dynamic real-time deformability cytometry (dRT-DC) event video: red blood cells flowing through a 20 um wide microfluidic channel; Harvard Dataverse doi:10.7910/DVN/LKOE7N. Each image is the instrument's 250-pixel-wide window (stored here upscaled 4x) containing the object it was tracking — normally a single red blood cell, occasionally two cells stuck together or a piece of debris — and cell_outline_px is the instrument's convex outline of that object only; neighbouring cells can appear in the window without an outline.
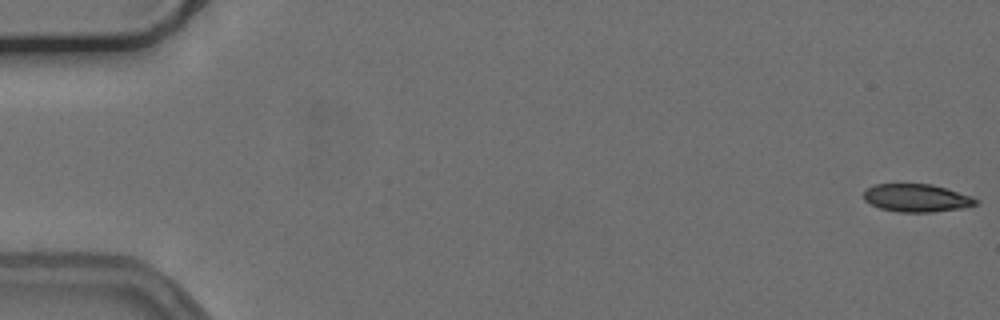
{"species": "common noctule bat (a hibernating species)", "species_latin": "Nyctalus noctula", "temperature_condition": "cold", "stored_images_in_passage": 55, "camera_frame_rate_fps": 3000, "um_per_image_px": 0.085, "animal": {"sex": "female", "body_mass_g": 24.6, "forearm_length_mm": 56.2}, "frame": {"image": 1, "passage_image": 1, "time_ms": 0.0, "image_size_px": [1000, 320], "cell_outline_px": [[980, 200], [976, 204], [964, 208], [932, 212], [900, 212], [880, 208], [864, 200], [864, 188], [876, 184], [932, 184], [972, 196]], "centroid_in_image_um": [77.92, 16.82], "position_along_channel_um": 7.1, "area_um2": 18.26}}
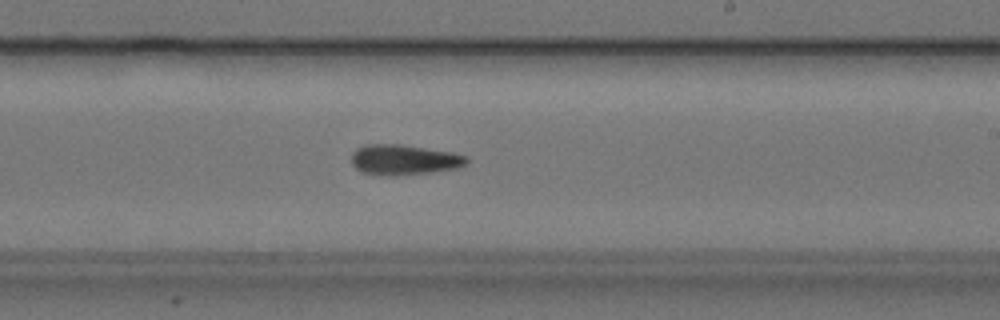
{"frame": {"image": 2, "passage_image": 33, "time_ms": 10.667, "image_size_px": [1000, 320], "cell_outline_px": [[468, 164], [456, 168], [428, 172], [396, 176], [384, 176], [364, 172], [356, 168], [352, 164], [352, 152], [356, 148], [364, 144], [400, 144], [452, 152], [468, 156]], "centroid_in_image_um": [34.33, 13.57], "position_along_channel_um": 254.7, "area_um2": 20.4}}
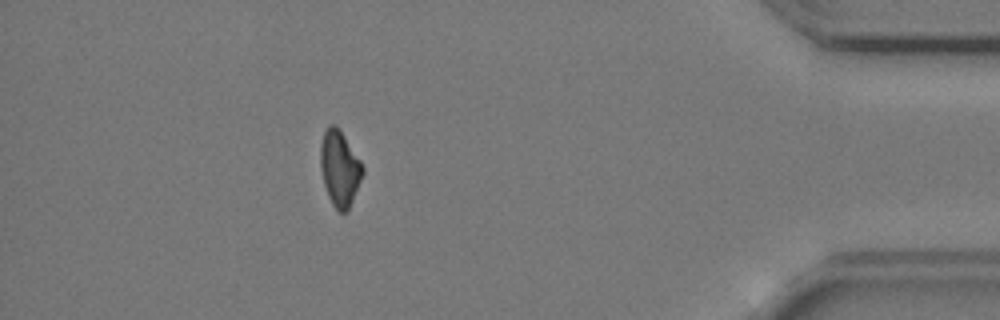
{"frame": {"image": 3, "passage_image": 49, "time_ms": 16.0, "image_size_px": [1000, 320], "cell_outline_px": [[364, 172], [348, 212], [340, 212], [332, 204], [328, 196], [324, 184], [320, 168], [320, 144], [324, 132], [328, 124], [336, 124], [340, 128], [360, 160], [364, 168]], "centroid_in_image_um": [28.87, 14.28], "position_along_channel_um": 406.3, "area_um2": 18.79}, "authors_computed_cell_mechanics": {"area_um2": 19.2474, "velocity_mm_per_s": 3.7644, "shape_relaxation_time_tau1_ms": 4.6386, "shape_relaxation_time_tau2_ms": 5.6647, "deformation_change_tau1": 0.1281, "deformation_change_tau2": 0.1333}}